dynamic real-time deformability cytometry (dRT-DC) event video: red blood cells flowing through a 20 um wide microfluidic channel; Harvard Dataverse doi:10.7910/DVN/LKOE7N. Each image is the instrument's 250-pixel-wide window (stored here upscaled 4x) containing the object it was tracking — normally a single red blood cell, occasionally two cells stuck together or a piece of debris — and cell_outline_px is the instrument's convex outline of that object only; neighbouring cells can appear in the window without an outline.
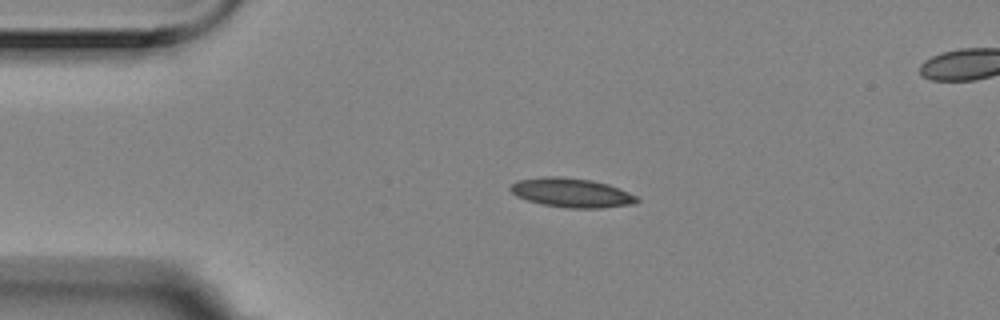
{"species": "Egyptian fruit bat (a non-hibernating species)", "species_latin": "Rousettus aegyptiacus", "temperature_condition": "room temperature", "stored_images_in_passage": 5, "camera_frame_rate_fps": 3000, "um_per_image_px": 0.085, "animal": {"sex": "female"}, "frame": {"image": 1, "passage_image": 3, "time_ms": 0.667, "image_size_px": [1000, 320], "cell_outline_px": [[640, 200], [636, 204], [600, 208], [568, 208], [544, 204], [528, 200], [516, 196], [508, 188], [516, 180], [544, 176], [560, 176], [592, 180], [608, 184], [620, 188], [636, 196]], "centroid_in_image_um": [48.59, 16.37], "position_along_channel_um": 36.4, "area_um2": 21.62}}